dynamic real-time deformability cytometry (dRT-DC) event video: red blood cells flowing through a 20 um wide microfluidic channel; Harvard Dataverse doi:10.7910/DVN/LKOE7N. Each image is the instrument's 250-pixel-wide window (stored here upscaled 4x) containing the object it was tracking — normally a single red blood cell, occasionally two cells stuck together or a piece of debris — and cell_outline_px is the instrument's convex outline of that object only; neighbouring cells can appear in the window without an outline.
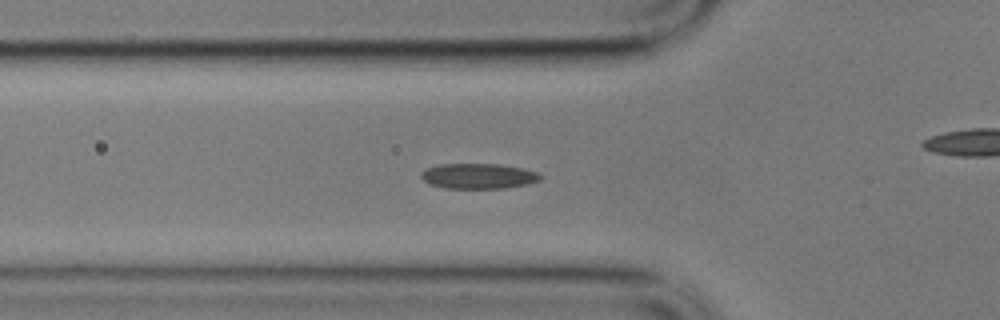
{"species": "common noctule bat (a hibernating species)", "species_latin": "Nyctalus noctula", "temperature_condition": "cold", "stored_images_in_passage": 46, "camera_frame_rate_fps": 3000, "um_per_image_px": 0.085, "animal": {"sex": "male", "body_mass_g": 17.9}, "frame": {"image": 1, "passage_image": 6, "time_ms": 1.667, "image_size_px": [1000, 320], "cell_outline_px": [[544, 176], [540, 180], [528, 184], [504, 188], [444, 188], [428, 184], [420, 176], [420, 172], [428, 168], [440, 164], [500, 164], [524, 168], [536, 172]], "centroid_in_image_um": [40.67, 14.96], "position_along_channel_um": 85.1, "area_um2": 17.69}}
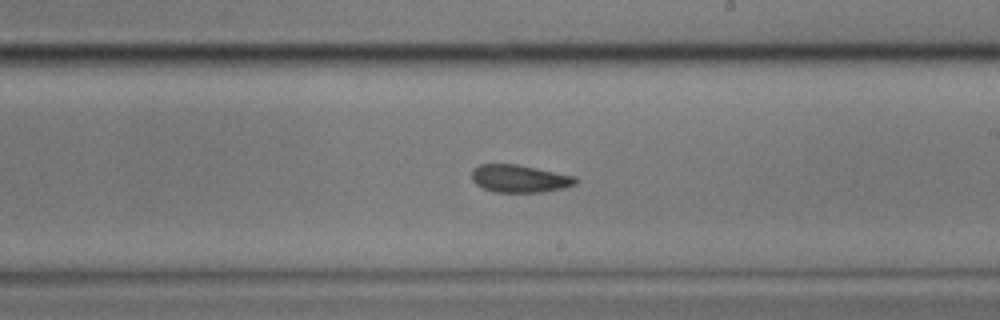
{"frame": {"image": 2, "passage_image": 20, "time_ms": 6.333, "image_size_px": [1000, 320], "cell_outline_px": [[576, 184], [564, 188], [544, 192], [492, 192], [476, 184], [472, 180], [472, 168], [480, 164], [516, 164], [576, 176]], "centroid_in_image_um": [44.15, 15.18], "position_along_channel_um": 244.9, "area_um2": 16.76}}
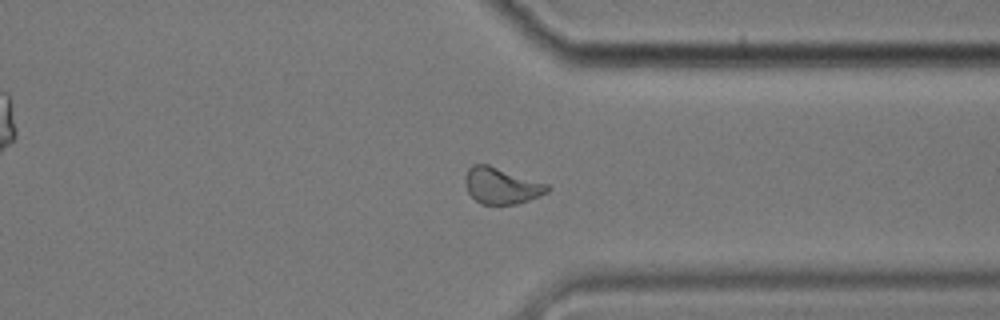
{"frame": {"image": 3, "passage_image": 31, "time_ms": 10.0, "image_size_px": [1000, 320], "cell_outline_px": [[552, 188], [548, 192], [540, 196], [516, 204], [480, 204], [468, 192], [464, 184], [464, 176], [468, 168], [472, 164], [488, 164], [548, 184]], "centroid_in_image_um": [42.61, 15.78], "position_along_channel_um": 368.8, "area_um2": 17.51}, "authors_computed_cell_mechanics": {"area_um2": 17.1955, "velocity_mm_per_s": 3.414, "shape_relaxation_time_tau1_ms": null, "shape_relaxation_time_tau2_ms": 4.7365, "deformation_change_tau1": null, "deformation_change_tau2": 0.1046}}